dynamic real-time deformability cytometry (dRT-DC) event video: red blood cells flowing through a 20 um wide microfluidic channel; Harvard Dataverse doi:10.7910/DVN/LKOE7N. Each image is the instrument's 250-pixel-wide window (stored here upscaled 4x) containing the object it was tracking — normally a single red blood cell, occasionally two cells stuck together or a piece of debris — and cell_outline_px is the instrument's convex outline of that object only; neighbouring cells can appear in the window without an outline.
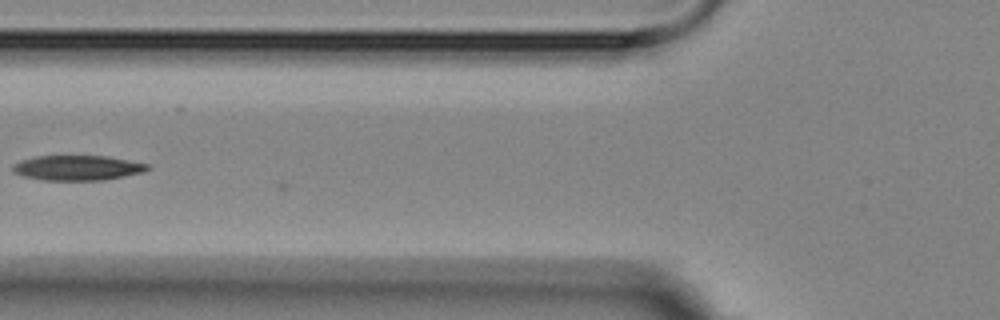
{"species": "Egyptian fruit bat (a non-hibernating species)", "species_latin": "Rousettus aegyptiacus", "temperature_condition": "room temperature", "stored_images_in_passage": 2, "camera_frame_rate_fps": 3000, "um_per_image_px": 0.085, "animal": {"sex": "female"}, "frame": {"image": 1, "passage_image": 2, "time_ms": 1.0, "image_size_px": [1000, 320], "cell_outline_px": [[152, 168], [144, 172], [104, 180], [40, 180], [20, 176], [12, 172], [12, 168], [20, 160], [36, 156], [108, 156], [148, 164]], "centroid_in_image_um": [6.57, 14.27], "position_along_channel_um": 119.2, "area_um2": 19.77}}